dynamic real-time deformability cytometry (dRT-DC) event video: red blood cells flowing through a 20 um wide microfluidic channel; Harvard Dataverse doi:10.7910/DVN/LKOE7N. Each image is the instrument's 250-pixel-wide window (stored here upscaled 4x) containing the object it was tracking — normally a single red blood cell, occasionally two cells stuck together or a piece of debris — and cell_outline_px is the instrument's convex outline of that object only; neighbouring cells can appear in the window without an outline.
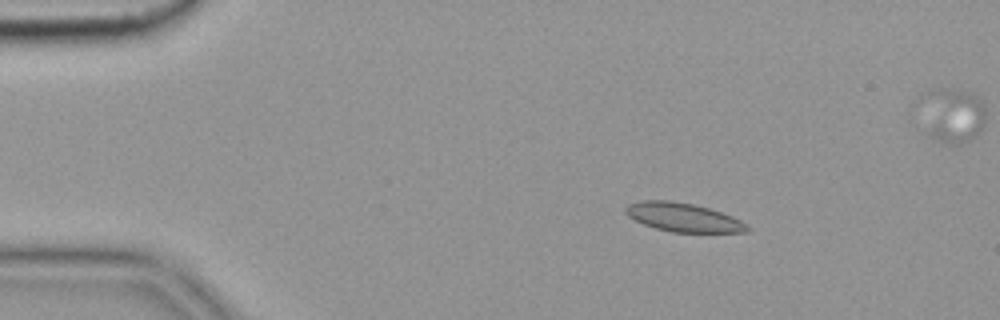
{"species": "common noctule bat (a hibernating species)", "species_latin": "Nyctalus noctula", "temperature_condition": "cold", "stored_images_in_passage": 8, "camera_frame_rate_fps": 3000, "um_per_image_px": 0.085, "animal": {"sex": "female", "body_mass_g": 19.9}, "frame": {"image": 1, "passage_image": 2, "time_ms": 0.333, "image_size_px": [1000, 320], "cell_outline_px": [[752, 228], [748, 232], [672, 232], [656, 228], [644, 224], [628, 216], [624, 212], [624, 208], [628, 204], [644, 200], [668, 200], [692, 204], [708, 208], [732, 216], [748, 224]], "centroid_in_image_um": [58.09, 18.48], "position_along_channel_um": 26.9, "area_um2": 20.29}}